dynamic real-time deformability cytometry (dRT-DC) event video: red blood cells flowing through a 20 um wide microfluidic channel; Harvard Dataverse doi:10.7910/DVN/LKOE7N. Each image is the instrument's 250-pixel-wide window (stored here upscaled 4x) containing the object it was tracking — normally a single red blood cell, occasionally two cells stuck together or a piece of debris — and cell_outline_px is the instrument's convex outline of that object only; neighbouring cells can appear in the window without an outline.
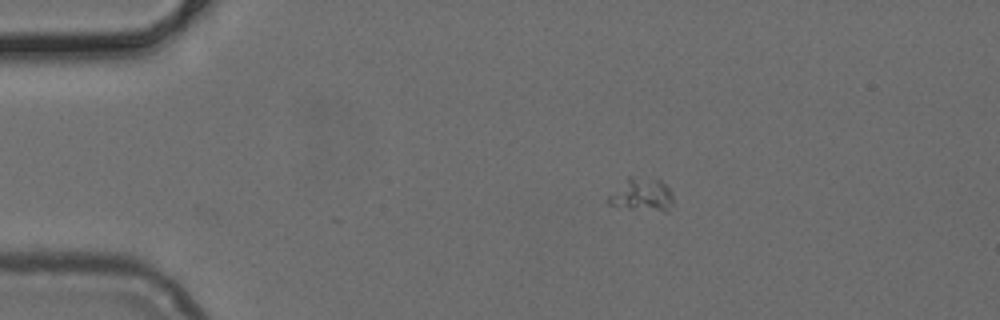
{"species": "common noctule bat (a hibernating species)", "species_latin": "Nyctalus noctula", "temperature_condition": "cold", "stored_images_in_passage": 36, "camera_frame_rate_fps": 3000, "um_per_image_px": 0.085, "animal": {"sex": "female", "body_mass_g": 24.6, "forearm_length_mm": 56.2}, "frame": {"image": 1, "passage_image": 1, "time_ms": 0.0, "image_size_px": [1000, 320], "cell_outline_px": [[672, 204], [668, 212], [664, 212], [628, 208], [608, 204], [604, 200], [628, 176], [632, 176], [660, 180], [672, 192]], "centroid_in_image_um": [54.54, 16.57], "position_along_channel_um": 30.5, "area_um2": 12.54}}
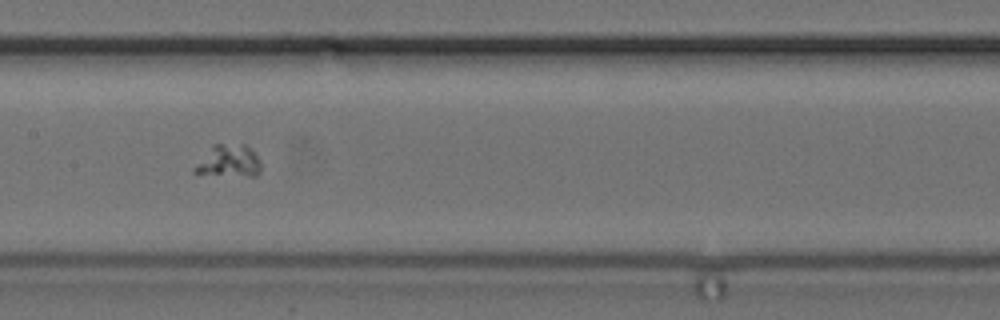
{"frame": {"image": 2, "passage_image": 17, "time_ms": 5.333, "image_size_px": [1000, 320], "cell_outline_px": [[260, 172], [256, 176], [248, 176], [192, 172], [192, 168], [212, 144], [244, 144], [260, 160]], "centroid_in_image_um": [19.43, 13.68], "position_along_channel_um": 188.0, "area_um2": 12.2}}
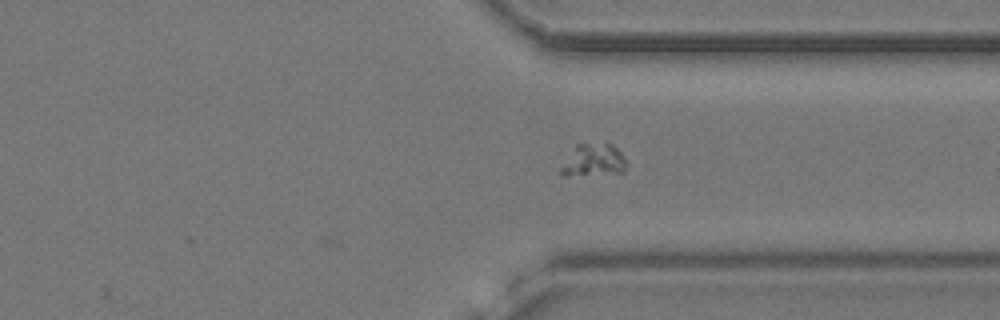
{"frame": {"image": 3, "passage_image": 30, "time_ms": 9.667, "image_size_px": [1000, 320], "cell_outline_px": [[628, 164], [624, 172], [568, 176], [560, 176], [560, 168], [576, 144], [612, 144], [624, 156]], "centroid_in_image_um": [50.45, 13.64], "position_along_channel_um": 360.9, "area_um2": 12.31}}